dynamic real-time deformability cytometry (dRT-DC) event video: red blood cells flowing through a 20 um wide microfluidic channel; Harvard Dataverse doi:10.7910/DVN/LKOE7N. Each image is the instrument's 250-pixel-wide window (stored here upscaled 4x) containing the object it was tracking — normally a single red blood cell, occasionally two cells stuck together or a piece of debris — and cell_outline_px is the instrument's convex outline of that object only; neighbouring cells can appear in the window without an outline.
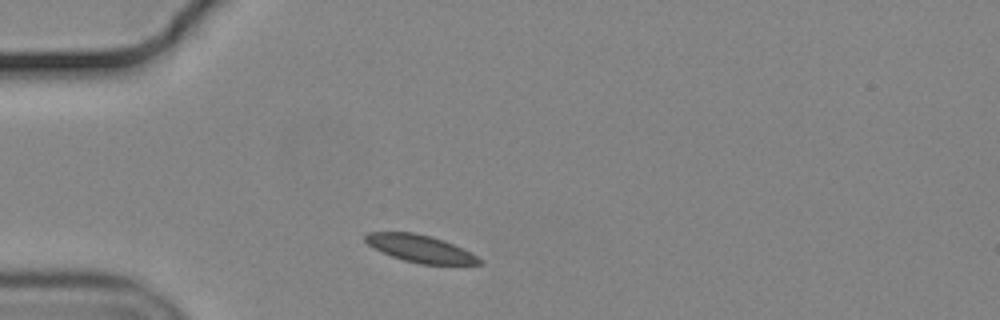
{"species": "common noctule bat (a hibernating species)", "species_latin": "Nyctalus noctula", "temperature_condition": "cold", "stored_images_in_passage": 34, "camera_frame_rate_fps": 3000, "um_per_image_px": 0.085, "animal": {"sex": "male", "body_mass_g": 19.2, "forearm_length_mm": 51.8}, "frame": {"image": 1, "passage_image": 1, "time_ms": 0.0, "image_size_px": [1000, 320], "cell_outline_px": [[484, 264], [420, 264], [404, 260], [392, 256], [368, 244], [364, 240], [364, 236], [368, 232], [412, 232], [432, 236], [444, 240], [484, 260]], "centroid_in_image_um": [35.72, 21.12], "position_along_channel_um": 49.3, "area_um2": 17.86}}
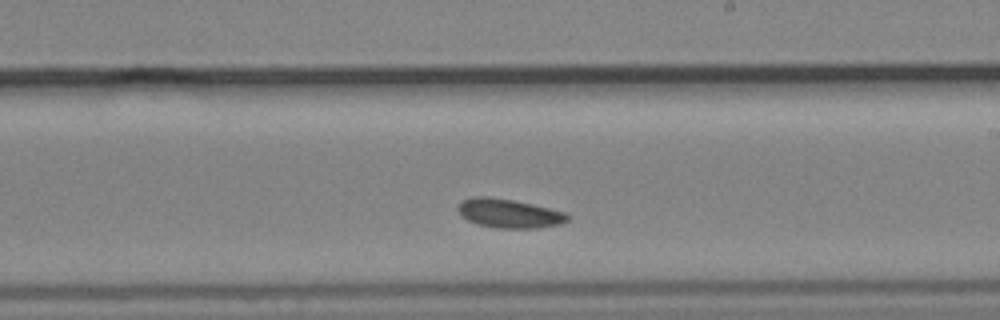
{"frame": {"image": 2, "passage_image": 19, "time_ms": 6.0, "image_size_px": [1000, 320], "cell_outline_px": [[568, 220], [560, 224], [536, 228], [496, 228], [480, 224], [468, 220], [456, 208], [464, 200], [476, 196], [488, 196], [512, 200], [532, 204], [564, 212], [568, 216]], "centroid_in_image_um": [43.28, 18.14], "position_along_channel_um": 245.7, "area_um2": 18.09}}
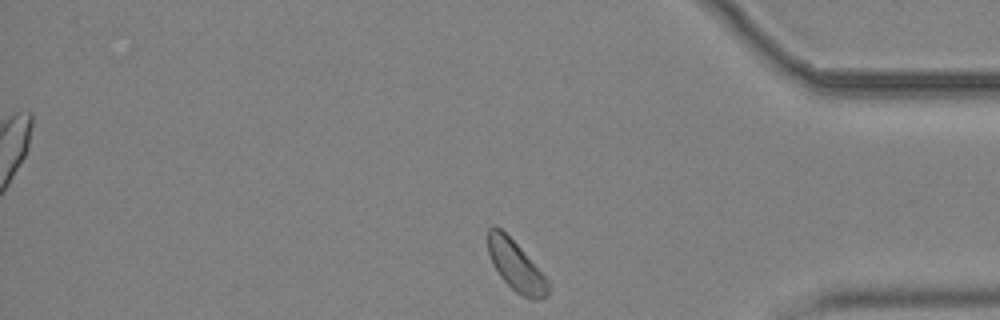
{"frame": {"image": 3, "passage_image": 33, "time_ms": 10.667, "image_size_px": [1000, 320], "cell_outline_px": [[548, 296], [536, 300], [524, 296], [516, 292], [500, 276], [488, 252], [488, 228], [492, 224], [496, 224], [520, 248], [548, 280]], "centroid_in_image_um": [43.83, 22.58], "position_along_channel_um": 391.4, "area_um2": 17.05}}